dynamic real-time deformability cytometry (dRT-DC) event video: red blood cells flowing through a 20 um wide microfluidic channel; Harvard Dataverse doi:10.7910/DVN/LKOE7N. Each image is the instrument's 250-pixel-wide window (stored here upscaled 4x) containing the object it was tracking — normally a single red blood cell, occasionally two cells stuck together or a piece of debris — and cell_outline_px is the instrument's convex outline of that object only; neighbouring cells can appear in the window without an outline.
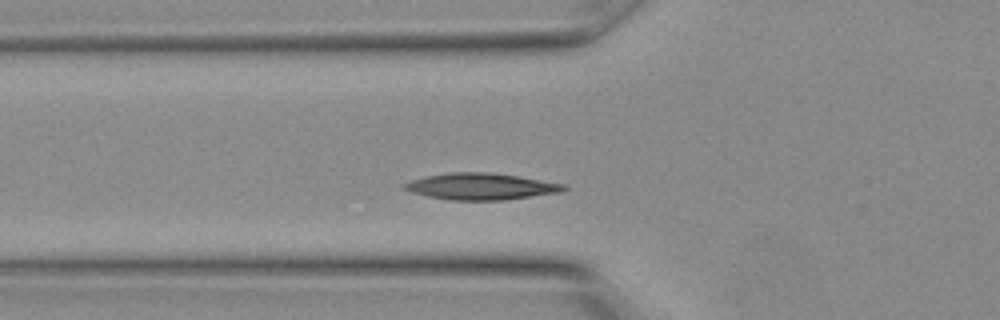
{"species": "Egyptian fruit bat (a non-hibernating species)", "species_latin": "Rousettus aegyptiacus", "temperature_condition": "warm", "stored_images_in_passage": 21, "camera_frame_rate_fps": 3000, "um_per_image_px": 0.085, "animal": {"sex": "female"}, "frame": {"image": 1, "passage_image": 2, "time_ms": 0.333, "image_size_px": [1000, 320], "cell_outline_px": [[568, 188], [560, 192], [504, 200], [452, 200], [428, 196], [412, 192], [404, 188], [404, 184], [412, 180], [428, 176], [452, 172], [484, 172], [516, 176], [564, 184]], "centroid_in_image_um": [40.89, 15.85], "position_along_channel_um": 84.9, "area_um2": 24.1}}
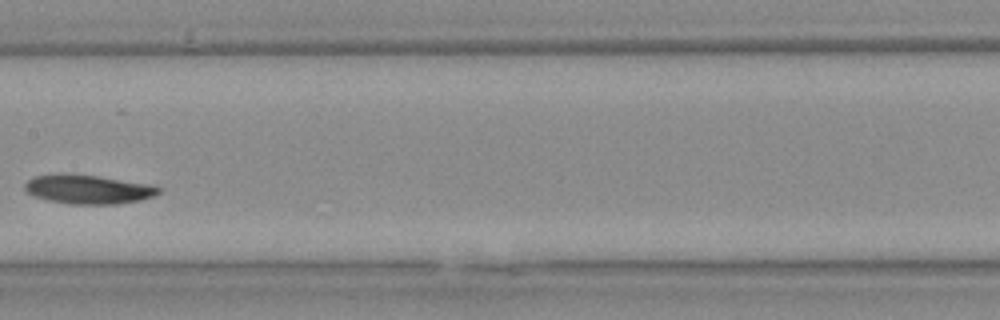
{"frame": {"image": 2, "passage_image": 7, "time_ms": 2.0, "image_size_px": [1000, 320], "cell_outline_px": [[160, 192], [152, 196], [140, 200], [116, 204], [68, 204], [48, 200], [32, 196], [24, 188], [24, 184], [28, 180], [36, 176], [60, 172], [96, 176], [152, 184], [160, 188]], "centroid_in_image_um": [7.46, 16.08], "position_along_channel_um": 199.9, "area_um2": 22.77}}
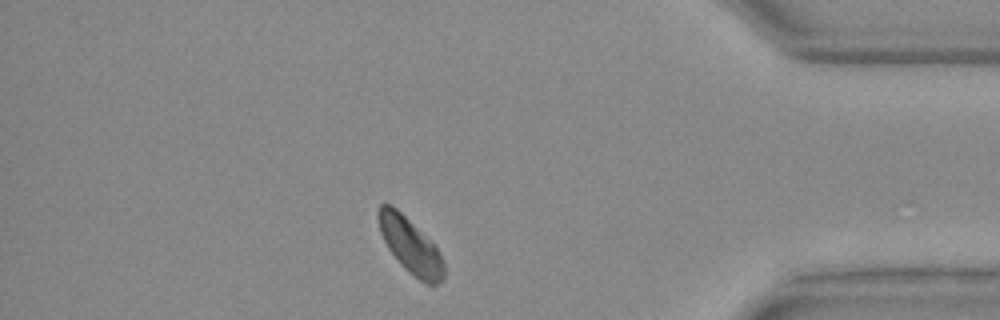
{"frame": {"image": 3, "passage_image": 17, "time_ms": 5.333, "image_size_px": [1000, 320], "cell_outline_px": [[444, 280], [436, 284], [428, 284], [420, 280], [408, 272], [400, 264], [388, 248], [380, 232], [376, 216], [376, 212], [380, 204], [388, 204], [396, 208], [436, 248], [444, 264]], "centroid_in_image_um": [34.83, 20.9], "position_along_channel_um": 400.4, "area_um2": 20.58}}